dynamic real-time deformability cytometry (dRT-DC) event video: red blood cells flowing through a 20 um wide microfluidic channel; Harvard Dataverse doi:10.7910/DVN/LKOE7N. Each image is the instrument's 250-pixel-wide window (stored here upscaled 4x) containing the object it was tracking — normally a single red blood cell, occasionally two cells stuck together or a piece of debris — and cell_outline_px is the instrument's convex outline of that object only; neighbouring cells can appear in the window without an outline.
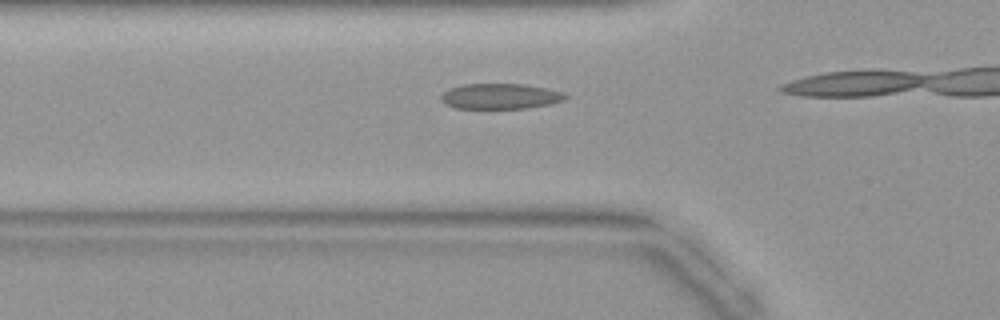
{"species": "common noctule bat (a hibernating species)", "species_latin": "Nyctalus noctula", "temperature_condition": "warm", "stored_images_in_passage": 5, "camera_frame_rate_fps": 3000, "um_per_image_px": 0.085, "animal": {"sex": "female", "body_mass_g": 19.9}, "frame": {"image": 1, "passage_image": 3, "time_ms": 0.667, "image_size_px": [1000, 320], "cell_outline_px": [[568, 96], [564, 100], [548, 104], [528, 108], [456, 108], [444, 104], [440, 100], [440, 96], [444, 92], [452, 88], [464, 84], [524, 84], [564, 92]], "centroid_in_image_um": [42.51, 8.18], "position_along_channel_um": 83.3, "area_um2": 18.32}}